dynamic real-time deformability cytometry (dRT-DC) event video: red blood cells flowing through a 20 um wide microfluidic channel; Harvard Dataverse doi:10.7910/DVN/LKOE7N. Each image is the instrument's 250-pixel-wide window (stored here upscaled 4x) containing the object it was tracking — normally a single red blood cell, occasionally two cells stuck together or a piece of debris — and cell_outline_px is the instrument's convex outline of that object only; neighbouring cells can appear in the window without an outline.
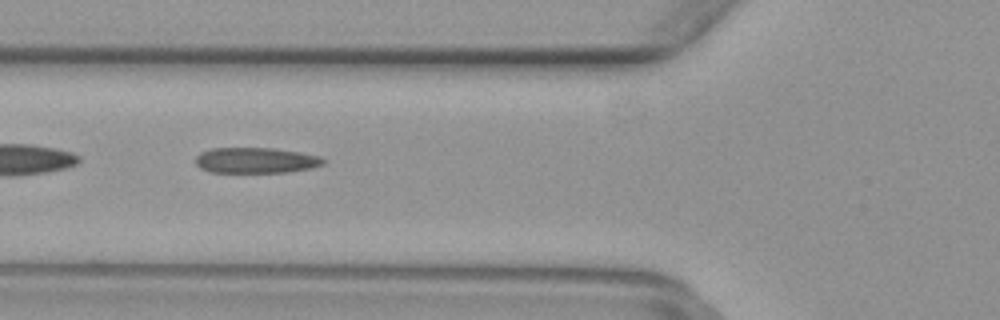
{"species": "common noctule bat (a hibernating species)", "species_latin": "Nyctalus noctula", "temperature_condition": "warm", "stored_images_in_passage": 42, "camera_frame_rate_fps": 3000, "um_per_image_px": 0.085, "animal": {"sex": "female", "body_mass_g": 29.2, "forearm_length_mm": 56.3}, "frame": {"image": 1, "passage_image": 11, "time_ms": 3.333, "image_size_px": [1000, 320], "cell_outline_px": [[324, 164], [312, 168], [288, 172], [208, 172], [200, 168], [196, 164], [196, 156], [200, 152], [212, 148], [272, 148], [300, 152], [320, 156], [324, 160]], "centroid_in_image_um": [21.73, 13.63], "position_along_channel_um": 104.1, "area_um2": 19.13}}
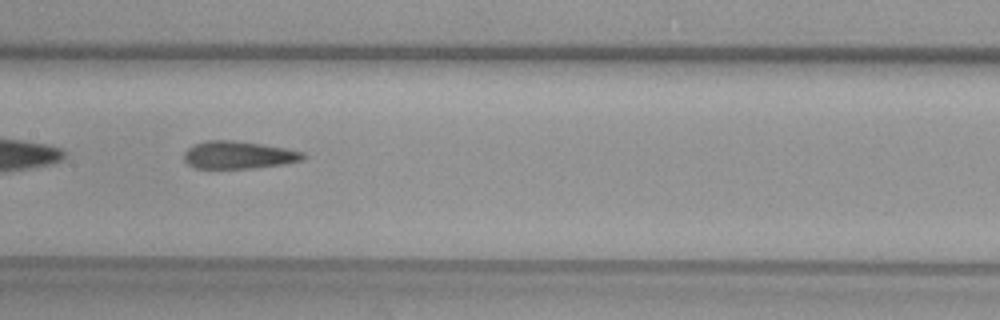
{"frame": {"image": 2, "passage_image": 17, "time_ms": 5.333, "image_size_px": [1000, 320], "cell_outline_px": [[308, 156], [300, 160], [284, 164], [252, 168], [196, 168], [188, 164], [184, 160], [184, 152], [188, 148], [196, 144], [208, 140], [236, 140], [284, 148], [304, 152]], "centroid_in_image_um": [20.27, 13.17], "position_along_channel_um": 187.1, "area_um2": 19.02}}
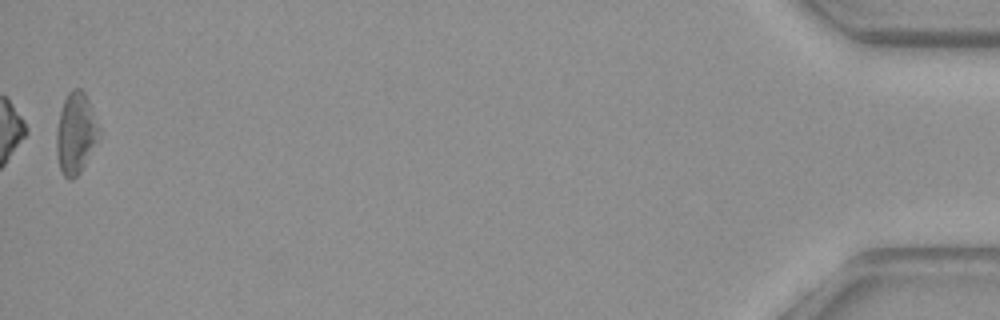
{"frame": {"image": 3, "passage_image": 42, "time_ms": 13.667, "image_size_px": [1000, 320], "cell_outline_px": [[100, 140], [80, 172], [72, 180], [68, 180], [64, 176], [60, 168], [56, 156], [56, 132], [60, 112], [64, 100], [68, 92], [72, 88], [80, 88], [84, 92], [88, 100], [100, 128]], "centroid_in_image_um": [6.45, 11.35], "position_along_channel_um": 428.7, "area_um2": 20.4}}